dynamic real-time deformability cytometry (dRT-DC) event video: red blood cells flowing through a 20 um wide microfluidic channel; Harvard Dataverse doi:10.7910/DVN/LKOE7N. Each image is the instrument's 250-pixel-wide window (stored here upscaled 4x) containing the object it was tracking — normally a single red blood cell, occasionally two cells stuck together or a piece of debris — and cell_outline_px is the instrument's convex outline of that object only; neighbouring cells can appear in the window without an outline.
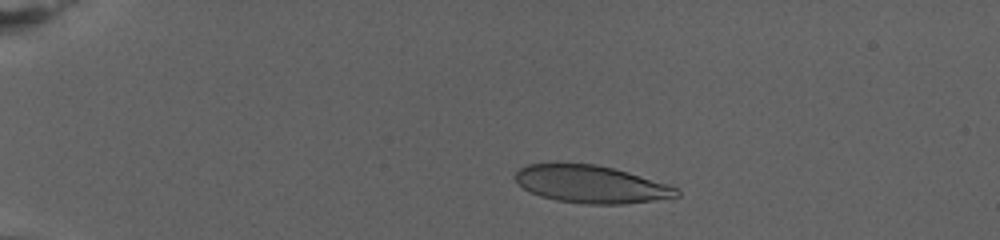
{"species": "human", "species_latin": "Homo sapiens", "temperature_condition": "warm", "stored_images_in_passage": 61, "camera_frame_rate_fps": 3000, "um_per_image_px": 0.085, "donor": {"sex": "female"}, "frame": {"image": 1, "passage_image": 1, "time_ms": 0.0, "image_size_px": [1000, 240], "cell_outline_px": [[680, 196], [624, 204], [588, 204], [556, 200], [540, 196], [528, 192], [516, 180], [516, 172], [520, 168], [528, 164], [556, 160], [596, 164], [628, 172], [668, 184], [676, 188], [680, 192]], "centroid_in_image_um": [50.17, 15.62], "position_along_channel_um": 34.8, "area_um2": 35.89}}
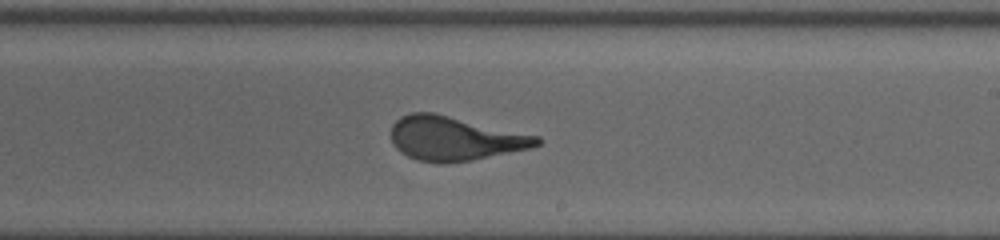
{"frame": {"image": 2, "passage_image": 33, "time_ms": 10.667, "image_size_px": [1000, 240], "cell_outline_px": [[544, 140], [540, 144], [532, 148], [472, 160], [440, 164], [416, 160], [400, 152], [392, 144], [392, 124], [400, 116], [412, 112], [432, 112], [540, 136]], "centroid_in_image_um": [38.66, 11.78], "position_along_channel_um": 250.3, "area_um2": 37.69}}
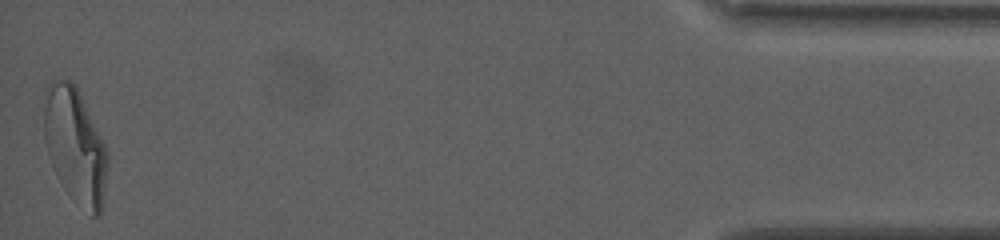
{"frame": {"image": 3, "passage_image": 61, "time_ms": 20.0, "image_size_px": [1000, 240], "cell_outline_px": [[108, 164], [104, 200], [100, 216], [92, 216], [44, 136], [44, 92], [52, 80], [68, 80], [76, 88], [108, 152]], "centroid_in_image_um": [6.48, 12.14], "position_along_channel_um": 428.7, "area_um2": 37.97}}